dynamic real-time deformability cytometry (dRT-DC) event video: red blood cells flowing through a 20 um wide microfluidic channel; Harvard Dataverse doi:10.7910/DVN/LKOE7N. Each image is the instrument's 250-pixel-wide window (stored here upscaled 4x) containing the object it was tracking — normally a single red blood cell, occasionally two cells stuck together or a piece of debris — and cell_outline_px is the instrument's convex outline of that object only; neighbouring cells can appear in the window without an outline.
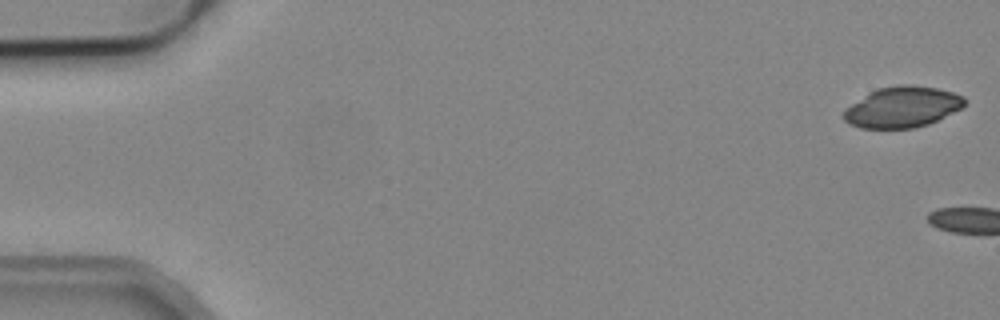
{"species": "common noctule bat (a hibernating species)", "species_latin": "Nyctalus noctula", "temperature_condition": "cold", "stored_images_in_passage": 2, "camera_frame_rate_fps": 3000, "um_per_image_px": 0.085, "animal": {"sex": "male", "body_mass_g": 19.2, "forearm_length_mm": 51.8}, "frame": {"image": 1, "passage_image": 1, "time_ms": 0.0, "image_size_px": [1000, 320], "cell_outline_px": [[964, 104], [960, 108], [928, 124], [912, 128], [860, 128], [848, 124], [844, 120], [844, 108], [868, 92], [876, 88], [900, 84], [912, 84], [936, 88], [952, 92], [964, 96]], "centroid_in_image_um": [76.63, 9.08], "position_along_channel_um": 8.4, "area_um2": 28.78}}